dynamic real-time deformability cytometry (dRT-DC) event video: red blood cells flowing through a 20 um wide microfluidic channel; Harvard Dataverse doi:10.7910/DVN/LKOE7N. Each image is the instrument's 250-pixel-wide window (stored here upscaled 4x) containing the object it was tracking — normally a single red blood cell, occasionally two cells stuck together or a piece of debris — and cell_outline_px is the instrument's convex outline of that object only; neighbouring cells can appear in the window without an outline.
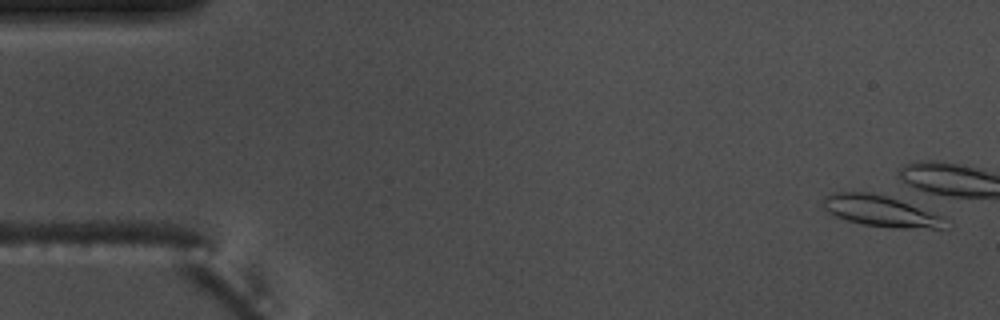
{"species": "common noctule bat (a hibernating species)", "species_latin": "Nyctalus noctula", "temperature_condition": "warm", "stored_images_in_passage": 1, "camera_frame_rate_fps": 3000, "um_per_image_px": 0.085, "animal": {"sex": "male", "body_mass_g": 17.5, "forearm_length_mm": 52.3}, "frame": {"image": 1, "passage_image": 1, "time_ms": 0.0, "image_size_px": [1000, 320], "cell_outline_px": [[952, 220], [944, 228], [892, 228], [864, 224], [848, 220], [836, 216], [828, 212], [820, 204], [824, 196], [832, 192], [872, 192], [888, 196], [944, 216]], "centroid_in_image_um": [74.88, 17.93], "position_along_channel_um": 10.1, "area_um2": 22.43}}